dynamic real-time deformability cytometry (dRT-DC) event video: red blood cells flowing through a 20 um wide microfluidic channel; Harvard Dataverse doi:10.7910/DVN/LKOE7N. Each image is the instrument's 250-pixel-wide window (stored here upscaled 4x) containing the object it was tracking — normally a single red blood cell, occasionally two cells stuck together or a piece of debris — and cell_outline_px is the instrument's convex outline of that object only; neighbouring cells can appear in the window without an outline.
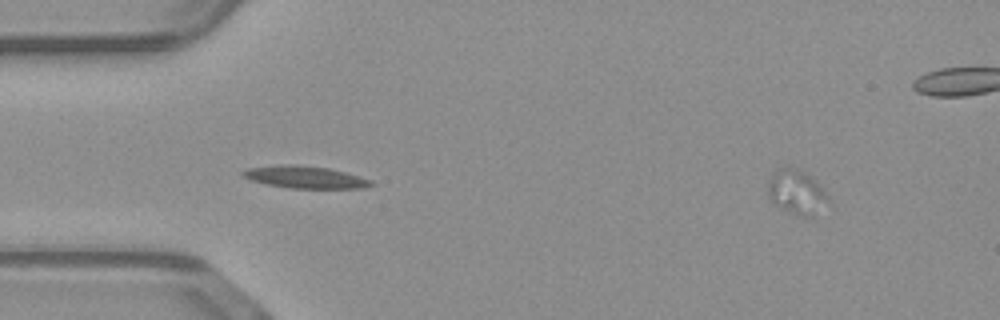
{"species": "common noctule bat (a hibernating species)", "species_latin": "Nyctalus noctula", "temperature_condition": "warm", "stored_images_in_passage": 16, "segment_of_instrument_passage": [2, 2], "camera_frame_rate_fps": 3000, "um_per_image_px": 0.085, "animal": {"sex": "male", "body_mass_g": 23.1, "forearm_length_mm": 52.7}, "frame": {"image": 1, "passage_image": 16, "time_ms": 5.0, "image_size_px": [1000, 320], "cell_outline_px": [[832, 204], [812, 216], [792, 212], [772, 204], [768, 196], [768, 180], [776, 168], [788, 164], [804, 172], [816, 180], [828, 196]], "centroid_in_image_um": [67.71, 16.28], "position_along_channel_um": 17.3, "area_um2": 15.9}}